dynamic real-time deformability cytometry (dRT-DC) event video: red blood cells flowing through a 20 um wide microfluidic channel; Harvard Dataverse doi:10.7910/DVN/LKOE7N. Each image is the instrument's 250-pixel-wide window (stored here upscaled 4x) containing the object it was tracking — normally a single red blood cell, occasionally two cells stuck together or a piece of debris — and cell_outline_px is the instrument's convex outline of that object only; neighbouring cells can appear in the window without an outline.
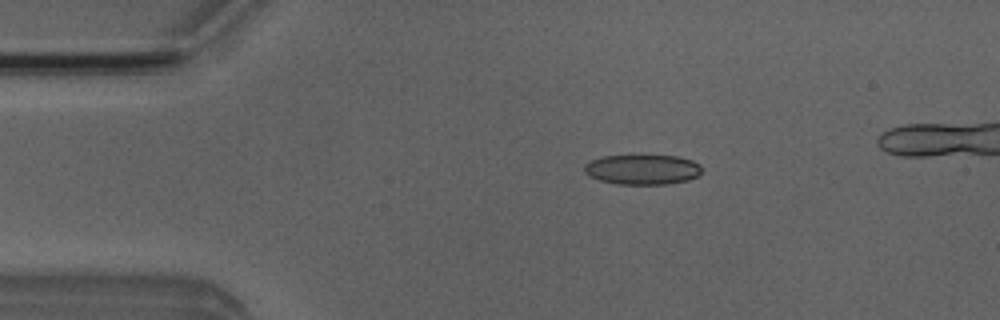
{"species": "Egyptian fruit bat (a non-hibernating species)", "species_latin": "Rousettus aegyptiacus", "temperature_condition": "room temperature", "stored_images_in_passage": 6, "camera_frame_rate_fps": 3000, "um_per_image_px": 0.085, "animal": {"sex": "male"}, "frame": {"image": 1, "passage_image": 3, "time_ms": 2.333, "image_size_px": [1000, 320], "cell_outline_px": [[704, 168], [696, 176], [688, 180], [664, 184], [616, 184], [600, 180], [588, 176], [584, 172], [584, 164], [592, 160], [604, 156], [676, 156], [692, 160], [700, 164]], "centroid_in_image_um": [54.6, 14.41], "position_along_channel_um": 30.4, "area_um2": 20.46}}